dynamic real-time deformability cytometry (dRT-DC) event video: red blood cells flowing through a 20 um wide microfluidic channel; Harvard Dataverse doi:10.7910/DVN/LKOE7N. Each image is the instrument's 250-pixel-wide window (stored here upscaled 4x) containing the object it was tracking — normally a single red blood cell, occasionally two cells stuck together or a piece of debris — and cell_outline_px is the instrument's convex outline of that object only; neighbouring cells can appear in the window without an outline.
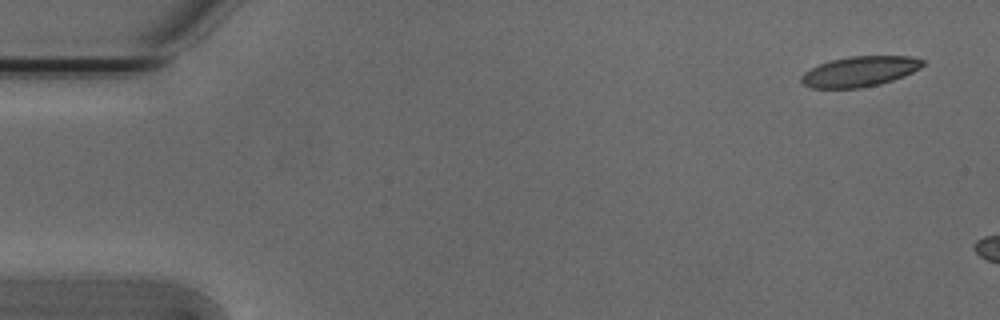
{"species": "Egyptian fruit bat (a non-hibernating species)", "species_latin": "Rousettus aegyptiacus", "temperature_condition": "cold", "stored_images_in_passage": 6, "camera_frame_rate_fps": 3000, "um_per_image_px": 0.085, "animal": {"sex": "male"}, "frame": {"image": 1, "passage_image": 1, "time_ms": 0.0, "image_size_px": [1000, 320], "cell_outline_px": [[924, 64], [920, 68], [904, 76], [880, 84], [860, 88], [812, 88], [804, 84], [800, 80], [800, 76], [804, 72], [820, 64], [832, 60], [852, 56], [908, 56], [924, 60]], "centroid_in_image_um": [73.08, 6.08], "position_along_channel_um": 11.9, "area_um2": 21.27}}